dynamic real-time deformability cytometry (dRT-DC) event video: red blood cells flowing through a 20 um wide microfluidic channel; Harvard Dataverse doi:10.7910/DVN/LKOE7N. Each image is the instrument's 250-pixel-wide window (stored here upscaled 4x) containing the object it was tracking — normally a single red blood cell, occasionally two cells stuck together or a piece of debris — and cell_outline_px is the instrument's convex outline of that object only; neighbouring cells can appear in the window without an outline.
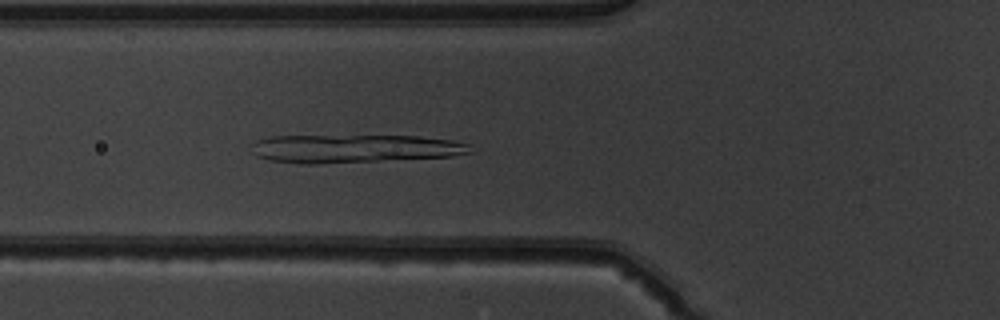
{"species": "common noctule bat (a hibernating species)", "species_latin": "Nyctalus noctula", "temperature_condition": "warm", "stored_images_in_passage": 33, "camera_frame_rate_fps": 3000, "um_per_image_px": 0.085, "animal": {"sex": "male", "body_mass_g": 19.5, "forearm_length_mm": 54.6}, "frame": {"image": 1, "passage_image": 6, "time_ms": 1.667, "image_size_px": [1000, 320], "cell_outline_px": [[476, 152], [452, 156], [316, 164], [304, 164], [268, 160], [256, 156], [252, 152], [252, 144], [256, 140], [272, 136], [420, 136], [452, 140], [468, 144]], "centroid_in_image_um": [30.12, 12.63], "position_along_channel_um": 95.7, "area_um2": 36.07}}
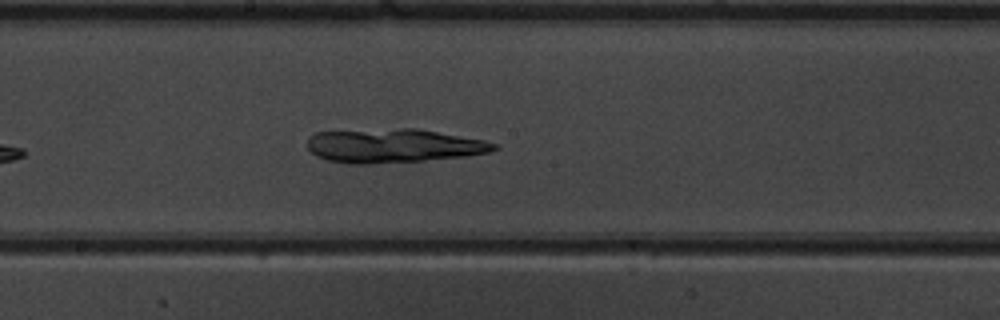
{"frame": {"image": 2, "passage_image": 15, "time_ms": 4.667, "image_size_px": [1000, 320], "cell_outline_px": [[500, 148], [492, 152], [464, 156], [424, 160], [372, 164], [348, 164], [328, 160], [316, 156], [308, 148], [308, 136], [316, 132], [400, 128], [416, 128], [484, 140], [500, 144]], "centroid_in_image_um": [33.46, 12.39], "position_along_channel_um": 214.7, "area_um2": 36.99}}
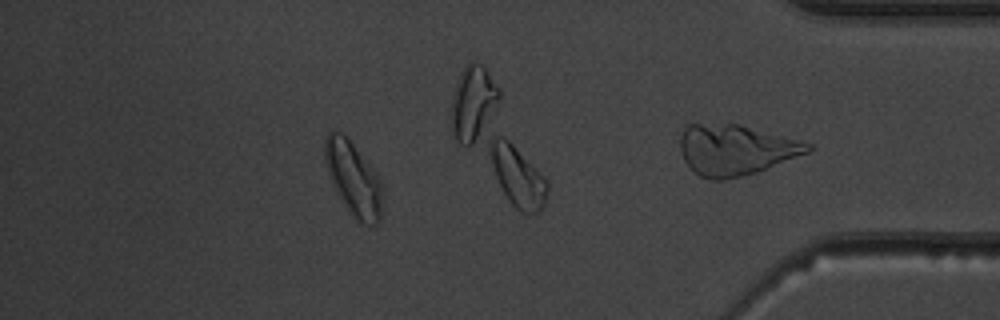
{"frame": {"image": 3, "passage_image": 27, "time_ms": 8.667, "image_size_px": [1000, 320], "cell_outline_px": [[384, 192], [380, 220], [376, 224], [364, 224], [356, 220], [348, 212], [340, 200], [332, 184], [324, 160], [324, 136], [332, 128], [344, 132], [348, 136], [376, 172], [384, 188]], "centroid_in_image_um": [30.03, 15.14], "position_along_channel_um": 405.2, "area_um2": 25.72}}